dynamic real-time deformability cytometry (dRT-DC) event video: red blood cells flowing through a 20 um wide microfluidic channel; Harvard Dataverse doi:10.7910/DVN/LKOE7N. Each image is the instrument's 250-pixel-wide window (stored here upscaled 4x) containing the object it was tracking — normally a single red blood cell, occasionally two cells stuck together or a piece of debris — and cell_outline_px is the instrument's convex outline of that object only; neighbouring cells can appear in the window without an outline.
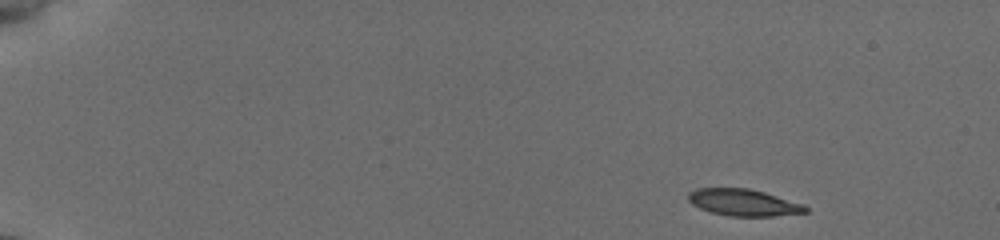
{"species": "common noctule bat (a hibernating species)", "species_latin": "Nyctalus noctula", "temperature_condition": "cold", "stored_images_in_passage": 54, "camera_frame_rate_fps": 3000, "um_per_image_px": 0.085, "animal": {"sex": "female", "body_mass_g": 19.5, "forearm_length_mm": 54.1}, "frame": {"image": 1, "passage_image": 1, "time_ms": 0.0, "image_size_px": [1000, 240], "cell_outline_px": [[808, 212], [772, 216], [728, 216], [712, 212], [700, 208], [692, 204], [688, 200], [688, 192], [696, 188], [748, 188], [764, 192], [804, 204], [808, 208]], "centroid_in_image_um": [63.19, 17.21], "position_along_channel_um": 21.8, "area_um2": 18.26}}
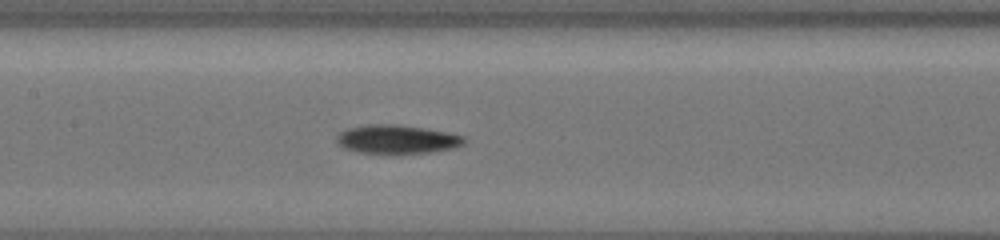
{"frame": {"image": 2, "passage_image": 21, "time_ms": 7.333, "image_size_px": [1000, 240], "cell_outline_px": [[464, 144], [456, 148], [432, 152], [396, 156], [392, 156], [356, 152], [344, 148], [336, 140], [336, 136], [340, 132], [352, 128], [372, 124], [388, 124], [424, 128], [464, 136]], "centroid_in_image_um": [33.75, 11.9], "position_along_channel_um": 173.7, "area_um2": 21.79}}
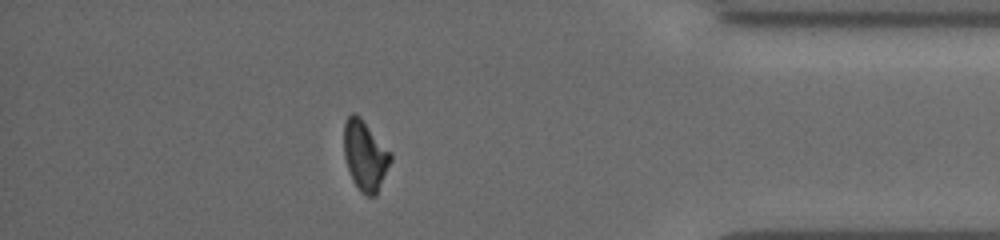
{"frame": {"image": 3, "passage_image": 48, "time_ms": 14.0, "image_size_px": [1000, 240], "cell_outline_px": [[392, 160], [376, 196], [368, 196], [360, 192], [352, 180], [344, 156], [344, 124], [348, 116], [352, 112], [360, 116], [392, 152]], "centroid_in_image_um": [31.05, 13.22], "position_along_channel_um": 404.2, "area_um2": 19.25}, "authors_computed_cell_mechanics": {"area_um2": 19.6809, "velocity_mm_per_s": 3.8579, "shape_relaxation_time_tau1_ms": 2.694, "shape_relaxation_time_tau2_ms": null, "deformation_change_tau1": 0.121, "deformation_change_tau2": null}}